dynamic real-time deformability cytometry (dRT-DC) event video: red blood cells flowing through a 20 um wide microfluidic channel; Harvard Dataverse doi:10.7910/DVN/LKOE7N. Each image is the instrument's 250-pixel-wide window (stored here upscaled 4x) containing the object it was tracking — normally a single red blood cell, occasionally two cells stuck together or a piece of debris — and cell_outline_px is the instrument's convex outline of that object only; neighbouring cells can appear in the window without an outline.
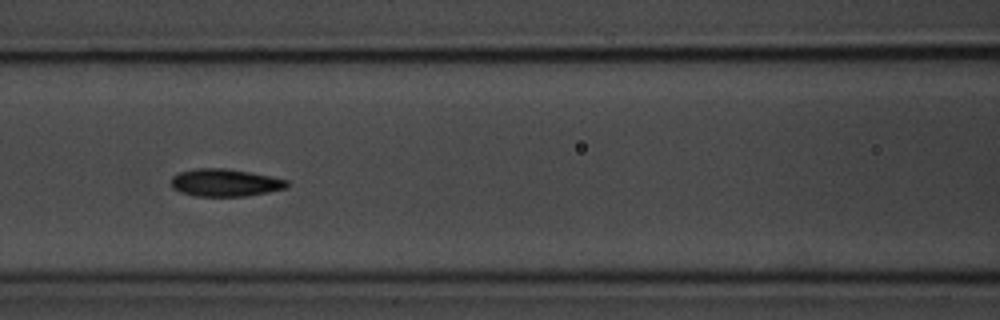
{"species": "common noctule bat (a hibernating species)", "species_latin": "Nyctalus noctula", "temperature_condition": "room temperature", "stored_images_in_passage": 12, "camera_frame_rate_fps": 3000, "um_per_image_px": 0.085, "animal": {"sex": "male", "body_mass_g": 20.1, "forearm_length_mm": 53.5}, "frame": {"image": 1, "passage_image": 4, "time_ms": 4.333, "image_size_px": [1000, 320], "cell_outline_px": [[288, 188], [268, 192], [244, 196], [196, 196], [180, 192], [172, 188], [172, 176], [180, 172], [196, 168], [228, 168], [272, 176], [288, 180]], "centroid_in_image_um": [19.15, 15.52], "position_along_channel_um": 147.4, "area_um2": 18.67}}
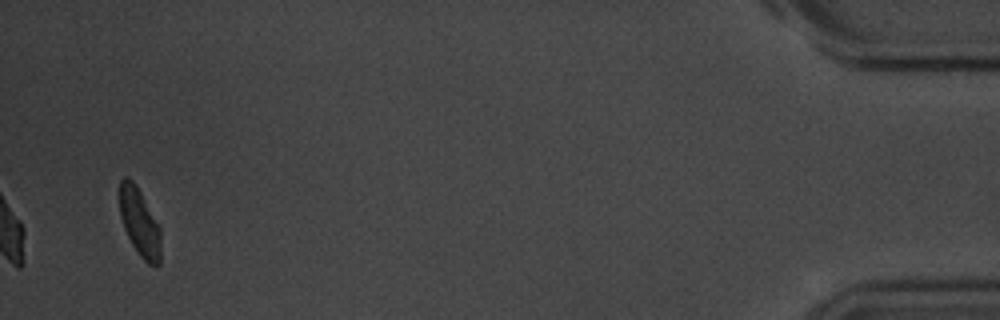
{"frame": {"image": 2, "passage_image": 12, "time_ms": 14.667, "image_size_px": [1000, 320], "cell_outline_px": [[160, 264], [148, 264], [140, 256], [132, 244], [124, 228], [120, 216], [120, 180], [124, 176], [128, 176], [136, 184], [160, 224]], "centroid_in_image_um": [11.87, 18.86], "position_along_channel_um": 423.3, "area_um2": 16.42}, "authors_computed_cell_mechanics": {"area_um2": 18.496, "velocity_mm_per_s": 3.4812, "shape_relaxation_time_tau1_ms": 1.6742, "shape_relaxation_time_tau2_ms": 3.6162, "deformation_change_tau1": 0.0674, "deformation_change_tau2": 0.0687}}